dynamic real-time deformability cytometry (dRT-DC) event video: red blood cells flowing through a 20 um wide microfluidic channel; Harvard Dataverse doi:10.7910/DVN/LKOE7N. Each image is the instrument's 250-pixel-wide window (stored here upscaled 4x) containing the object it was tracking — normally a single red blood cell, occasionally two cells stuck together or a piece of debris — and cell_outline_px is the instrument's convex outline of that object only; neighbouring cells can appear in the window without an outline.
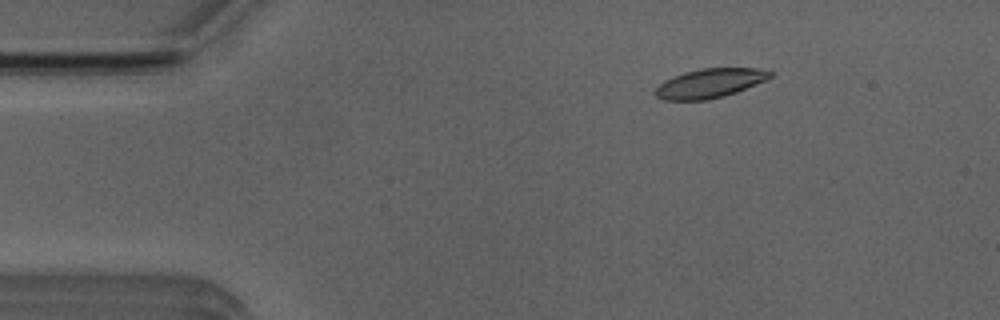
{"species": "Egyptian fruit bat (a non-hibernating species)", "species_latin": "Rousettus aegyptiacus", "temperature_condition": "room temperature", "stored_images_in_passage": 33, "camera_frame_rate_fps": 3000, "um_per_image_px": 0.085, "animal": {"sex": "male"}, "frame": {"image": 1, "passage_image": 8, "time_ms": 2.333, "image_size_px": [1000, 320], "cell_outline_px": [[772, 76], [768, 80], [736, 92], [724, 96], [708, 100], [664, 100], [656, 96], [652, 92], [664, 80], [672, 76], [684, 72], [700, 68], [756, 68], [772, 72]], "centroid_in_image_um": [60.32, 7.08], "position_along_channel_um": 24.7, "area_um2": 19.71}}
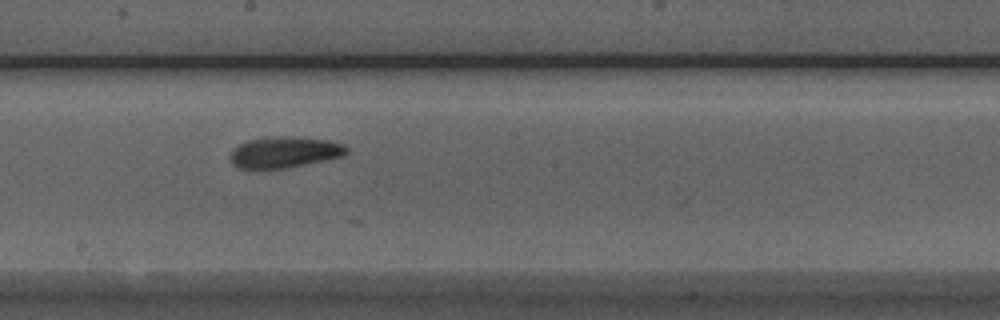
{"frame": {"image": 2, "passage_image": 28, "time_ms": 9.0, "image_size_px": [1000, 320], "cell_outline_px": [[348, 152], [344, 156], [284, 168], [240, 168], [228, 156], [232, 148], [248, 140], [272, 136], [288, 136], [328, 140], [344, 144], [348, 148]], "centroid_in_image_um": [24.19, 12.92], "position_along_channel_um": 224.0, "area_um2": 20.92}}
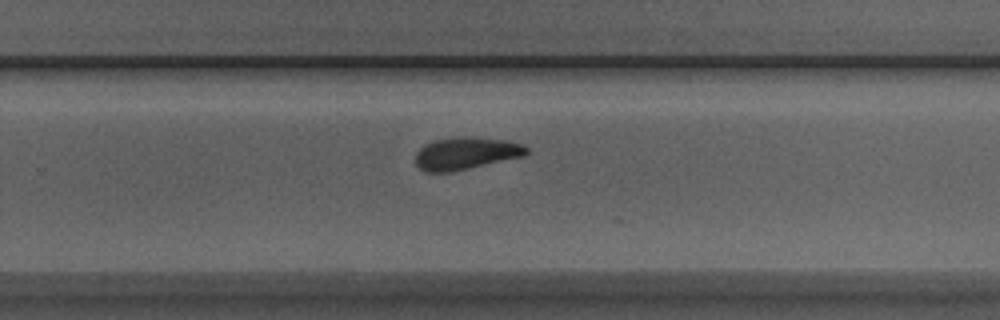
{"frame": {"image": 3, "passage_image": 33, "time_ms": 10.667, "image_size_px": [1000, 320], "cell_outline_px": [[528, 152], [524, 156], [452, 172], [424, 172], [416, 164], [416, 152], [424, 144], [436, 140], [452, 136], [468, 136], [504, 140], [520, 144], [528, 148]], "centroid_in_image_um": [39.57, 13.03], "position_along_channel_um": 290.2, "area_um2": 20.98}}